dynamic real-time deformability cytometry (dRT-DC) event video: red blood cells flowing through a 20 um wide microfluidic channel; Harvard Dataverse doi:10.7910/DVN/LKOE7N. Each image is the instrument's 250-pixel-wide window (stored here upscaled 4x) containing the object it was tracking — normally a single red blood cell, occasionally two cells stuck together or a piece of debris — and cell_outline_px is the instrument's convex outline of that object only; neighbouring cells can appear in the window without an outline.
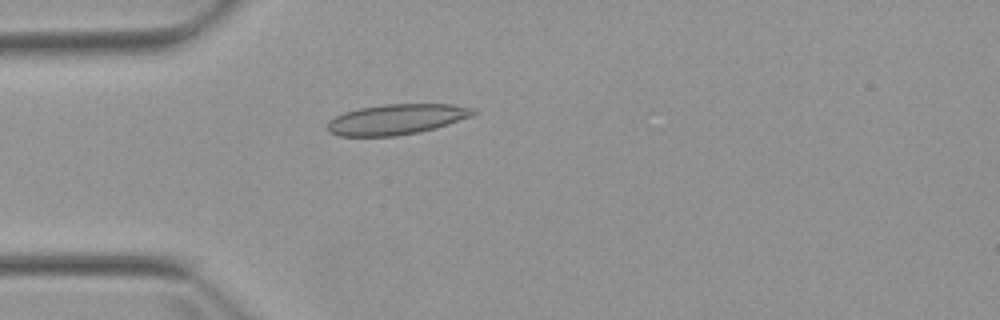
{"species": "Egyptian fruit bat (a non-hibernating species)", "species_latin": "Rousettus aegyptiacus", "temperature_condition": "warm", "stored_images_in_passage": 4, "camera_frame_rate_fps": 3000, "um_per_image_px": 0.085, "animal": {"sex": "female"}, "frame": {"image": 1, "passage_image": 4, "time_ms": 3.667, "image_size_px": [1000, 320], "cell_outline_px": [[480, 112], [472, 116], [436, 128], [420, 132], [396, 136], [340, 136], [328, 132], [328, 120], [344, 112], [360, 108], [384, 104], [452, 104], [476, 108]], "centroid_in_image_um": [33.75, 10.14], "position_along_channel_um": 51.3, "area_um2": 26.07}}